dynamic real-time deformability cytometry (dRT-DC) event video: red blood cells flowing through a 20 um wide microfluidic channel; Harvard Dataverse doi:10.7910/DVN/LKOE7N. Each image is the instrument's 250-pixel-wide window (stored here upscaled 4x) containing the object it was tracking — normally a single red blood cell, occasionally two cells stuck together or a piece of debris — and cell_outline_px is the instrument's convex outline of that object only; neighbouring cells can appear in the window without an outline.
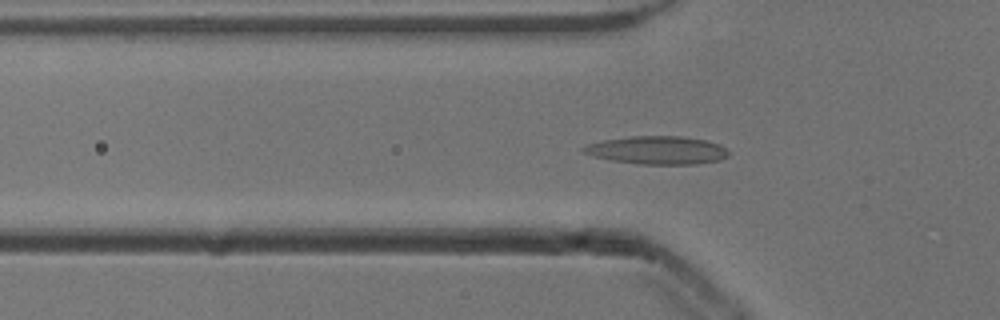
{"species": "common noctule bat (a hibernating species)", "species_latin": "Nyctalus noctula", "temperature_condition": "cold", "stored_images_in_passage": 52, "camera_frame_rate_fps": 3000, "um_per_image_px": 0.085, "animal": {"sex": "male", "body_mass_g": 13.3}, "frame": {"image": 1, "passage_image": 16, "time_ms": 5.0, "image_size_px": [1000, 320], "cell_outline_px": [[728, 156], [720, 160], [696, 164], [640, 164], [612, 160], [592, 156], [584, 152], [580, 148], [588, 144], [604, 140], [632, 136], [680, 136], [704, 140], [720, 144], [728, 152]], "centroid_in_image_um": [55.86, 12.77], "position_along_channel_um": 69.9, "area_um2": 23.58}}
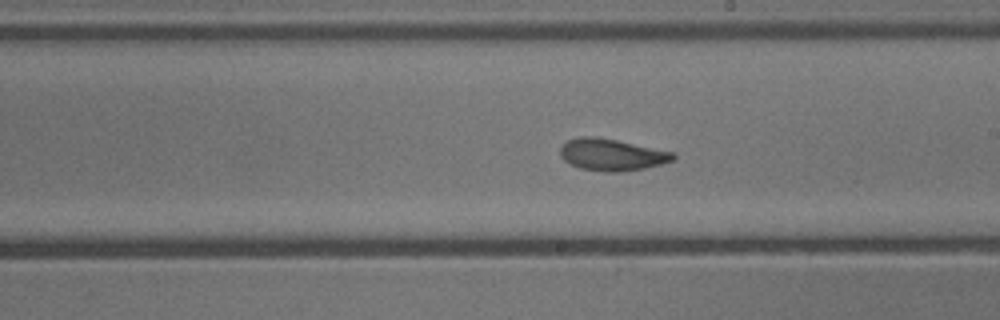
{"frame": {"image": 2, "passage_image": 29, "time_ms": 9.333, "image_size_px": [1000, 320], "cell_outline_px": [[676, 156], [672, 160], [660, 164], [644, 168], [620, 172], [604, 172], [580, 168], [564, 160], [560, 156], [560, 148], [568, 140], [580, 136], [596, 136], [616, 140], [672, 152]], "centroid_in_image_um": [51.96, 13.15], "position_along_channel_um": 237.0, "area_um2": 20.69}}
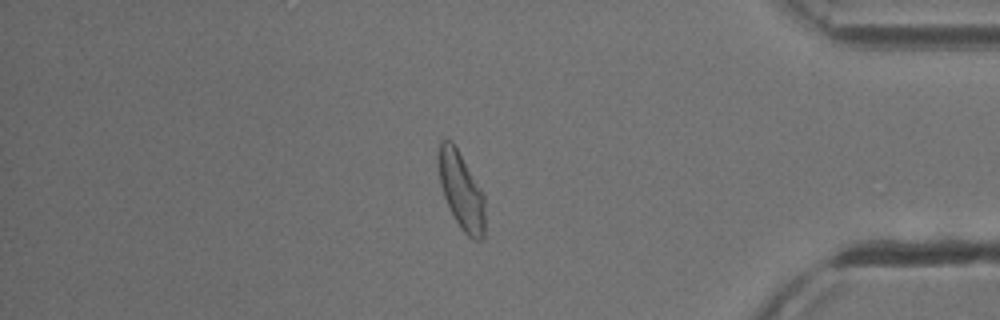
{"frame": {"image": 3, "passage_image": 44, "time_ms": 14.333, "image_size_px": [1000, 320], "cell_outline_px": [[484, 236], [480, 240], [472, 240], [460, 228], [444, 196], [440, 184], [440, 140], [452, 140], [484, 196]], "centroid_in_image_um": [39.23, 16.27], "position_along_channel_um": 396.0, "area_um2": 20.06}, "authors_computed_cell_mechanics": {"area_um2": 20.8369, "velocity_mm_per_s": 3.8348, "shape_relaxation_time_tau1_ms": 3.7238, "shape_relaxation_time_tau2_ms": 2.0072, "deformation_change_tau1": 0.1364, "deformation_change_tau2": 0.091}}